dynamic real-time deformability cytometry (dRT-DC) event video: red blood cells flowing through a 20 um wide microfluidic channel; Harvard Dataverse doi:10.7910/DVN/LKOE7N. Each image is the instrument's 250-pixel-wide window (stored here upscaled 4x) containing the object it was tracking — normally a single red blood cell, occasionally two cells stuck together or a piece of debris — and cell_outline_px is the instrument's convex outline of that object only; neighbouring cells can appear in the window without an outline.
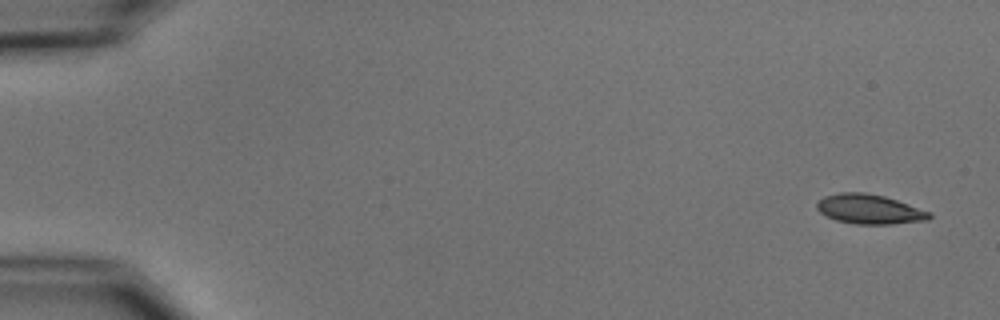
{"species": "common noctule bat (a hibernating species)", "species_latin": "Nyctalus noctula", "temperature_condition": "cold", "stored_images_in_passage": 4, "camera_frame_rate_fps": 3000, "um_per_image_px": 0.085, "animal": {"sex": "male", "body_mass_g": 15.6}, "frame": {"image": 1, "passage_image": 1, "time_ms": 0.0, "image_size_px": [1000, 320], "cell_outline_px": [[932, 216], [928, 220], [892, 224], [856, 224], [836, 220], [820, 212], [816, 208], [816, 204], [824, 196], [840, 192], [864, 192], [884, 196], [932, 212]], "centroid_in_image_um": [73.92, 17.78], "position_along_channel_um": 11.1, "area_um2": 19.36}}